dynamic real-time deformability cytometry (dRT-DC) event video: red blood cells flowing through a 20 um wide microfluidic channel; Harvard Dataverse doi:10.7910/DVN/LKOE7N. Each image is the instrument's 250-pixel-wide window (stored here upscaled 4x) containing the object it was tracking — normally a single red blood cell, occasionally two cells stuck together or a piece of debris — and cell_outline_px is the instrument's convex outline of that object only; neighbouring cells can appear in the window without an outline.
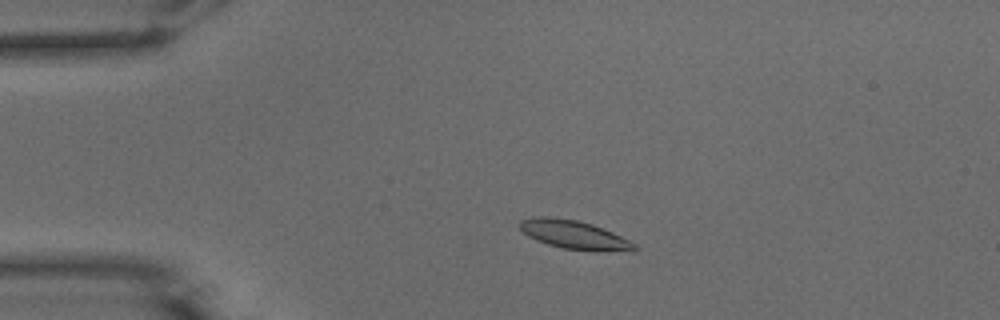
{"species": "common noctule bat (a hibernating species)", "species_latin": "Nyctalus noctula", "temperature_condition": "warm", "stored_images_in_passage": 49, "camera_frame_rate_fps": 3000, "um_per_image_px": 0.085, "animal": {"sex": "male", "body_mass_g": 15.6}, "frame": {"image": 1, "passage_image": 8, "time_ms": 2.333, "image_size_px": [1000, 320], "cell_outline_px": [[640, 248], [636, 252], [632, 252], [564, 248], [548, 244], [536, 240], [528, 236], [516, 224], [520, 220], [536, 216], [548, 216], [576, 220], [592, 224], [612, 232], [636, 244]], "centroid_in_image_um": [48.81, 19.94], "position_along_channel_um": 36.2, "area_um2": 19.02}}
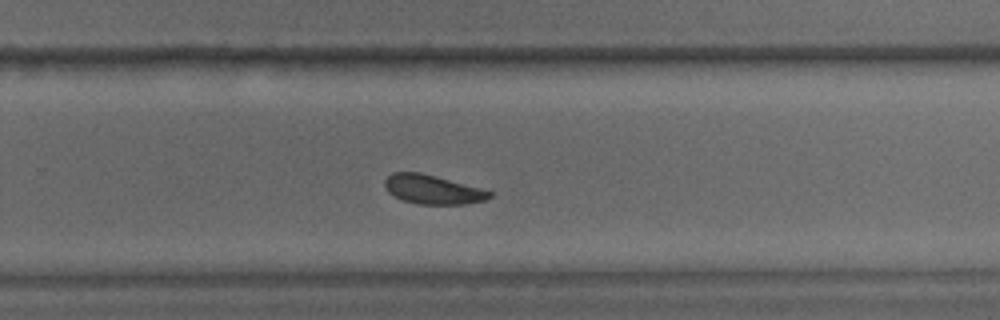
{"frame": {"image": 2, "passage_image": 31, "time_ms": 10.0, "image_size_px": [1000, 320], "cell_outline_px": [[492, 196], [484, 200], [464, 204], [420, 204], [404, 200], [388, 192], [384, 184], [384, 180], [392, 172], [420, 172], [436, 176], [480, 188], [492, 192]], "centroid_in_image_um": [36.76, 16.1], "position_along_channel_um": 293.0, "area_um2": 17.51}}
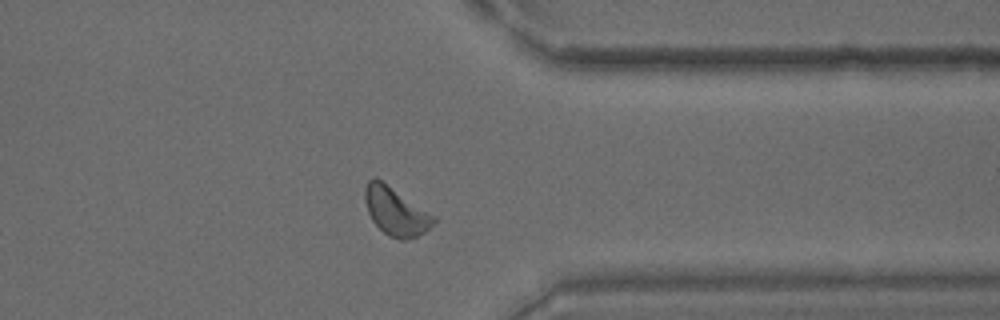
{"frame": {"image": 3, "passage_image": 38, "time_ms": 12.333, "image_size_px": [1000, 320], "cell_outline_px": [[436, 220], [424, 232], [416, 236], [404, 240], [400, 240], [388, 236], [372, 220], [368, 212], [364, 200], [364, 188], [368, 180], [372, 176], [376, 176], [436, 216]], "centroid_in_image_um": [33.61, 17.93], "position_along_channel_um": 377.8, "area_um2": 19.36}, "authors_computed_cell_mechanics": {"area_um2": 18.6694, "velocity_mm_per_s": 3.8574, "shape_relaxation_time_tau1_ms": 2.8996, "shape_relaxation_time_tau2_ms": 8.4226, "deformation_change_tau1": 0.1048, "deformation_change_tau2": 0.15}}